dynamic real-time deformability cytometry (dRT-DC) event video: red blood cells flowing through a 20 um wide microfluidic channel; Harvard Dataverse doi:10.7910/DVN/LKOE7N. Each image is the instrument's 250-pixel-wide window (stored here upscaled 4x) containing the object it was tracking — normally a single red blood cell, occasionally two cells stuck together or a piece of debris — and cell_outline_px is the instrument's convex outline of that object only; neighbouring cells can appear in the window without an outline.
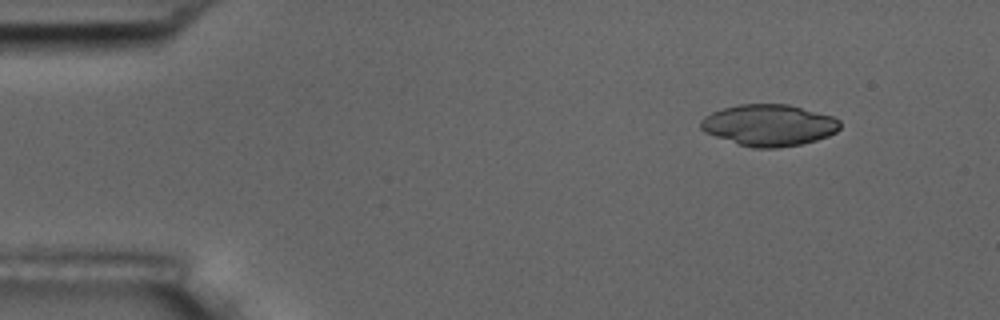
{"species": "common noctule bat (a hibernating species)", "species_latin": "Nyctalus noctula", "temperature_condition": "room temperature", "stored_images_in_passage": 5, "camera_frame_rate_fps": 3000, "um_per_image_px": 0.085, "animal": {"sex": "male", "body_mass_g": 17.5, "forearm_length_mm": 52.3}, "frame": {"image": 1, "passage_image": 1, "time_ms": 0.0, "image_size_px": [1000, 320], "cell_outline_px": [[840, 128], [836, 132], [828, 136], [816, 140], [800, 144], [776, 148], [752, 148], [704, 132], [700, 128], [700, 120], [704, 116], [712, 112], [724, 108], [740, 104], [788, 104], [832, 116], [840, 120]], "centroid_in_image_um": [65.36, 10.63], "position_along_channel_um": 19.6, "area_um2": 33.52}}